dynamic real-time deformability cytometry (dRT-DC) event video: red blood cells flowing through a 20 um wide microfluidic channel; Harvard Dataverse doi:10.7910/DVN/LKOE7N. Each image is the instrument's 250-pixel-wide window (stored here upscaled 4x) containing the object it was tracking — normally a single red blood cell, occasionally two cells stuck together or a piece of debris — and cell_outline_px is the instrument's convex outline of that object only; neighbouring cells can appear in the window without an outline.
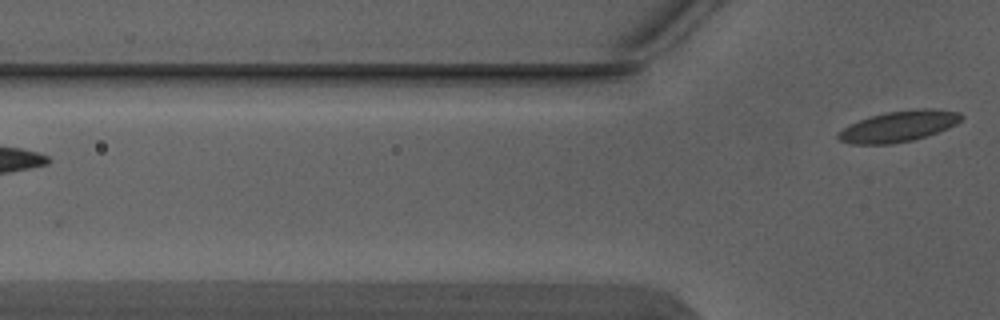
{"species": "Egyptian fruit bat (a non-hibernating species)", "species_latin": "Rousettus aegyptiacus", "temperature_condition": "warm", "stored_images_in_passage": 5, "camera_frame_rate_fps": 3000, "um_per_image_px": 0.085, "animal": {"sex": "male"}, "frame": {"image": 1, "passage_image": 5, "time_ms": 1.333, "image_size_px": [1000, 320], "cell_outline_px": [[964, 116], [956, 124], [948, 128], [912, 140], [892, 144], [852, 144], [840, 140], [836, 136], [836, 132], [860, 120], [872, 116], [888, 112], [916, 108], [932, 108], [960, 112]], "centroid_in_image_um": [76.4, 10.73], "position_along_channel_um": 49.4, "area_um2": 21.96}}